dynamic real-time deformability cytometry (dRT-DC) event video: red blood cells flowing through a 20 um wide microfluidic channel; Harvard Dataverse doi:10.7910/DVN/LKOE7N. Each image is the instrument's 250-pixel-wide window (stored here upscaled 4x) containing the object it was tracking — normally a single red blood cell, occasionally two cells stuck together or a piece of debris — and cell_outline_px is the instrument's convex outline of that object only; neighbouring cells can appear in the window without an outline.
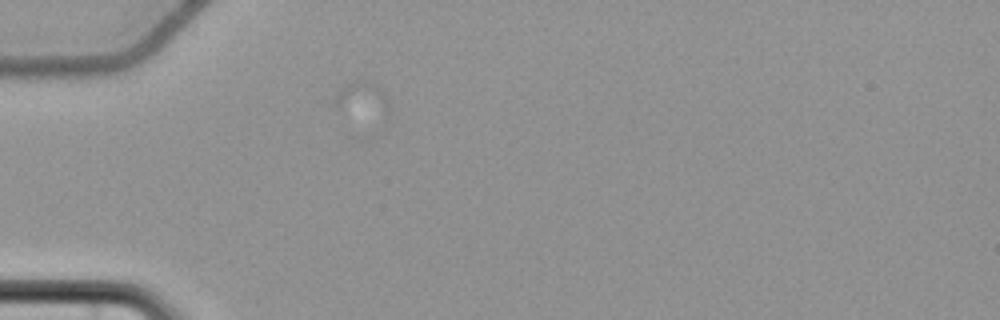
{"species": "common noctule bat (a hibernating species)", "species_latin": "Nyctalus noctula", "temperature_condition": "cold", "stored_images_in_passage": 2, "camera_frame_rate_fps": 3000, "um_per_image_px": 0.085, "animal": {"sex": "female", "body_mass_g": 22.7, "forearm_length_mm": 54.2}, "frame": {"image": 1, "passage_image": 1, "time_ms": 0.0, "image_size_px": [1000, 320], "cell_outline_px": [[388, 112], [384, 116], [336, 108], [332, 104], [332, 100], [336, 92], [344, 84], [356, 80], [368, 80], [380, 88], [384, 92], [388, 100]], "centroid_in_image_um": [30.73, 8.34], "position_along_channel_um": 54.3, "area_um2": 10.64}}